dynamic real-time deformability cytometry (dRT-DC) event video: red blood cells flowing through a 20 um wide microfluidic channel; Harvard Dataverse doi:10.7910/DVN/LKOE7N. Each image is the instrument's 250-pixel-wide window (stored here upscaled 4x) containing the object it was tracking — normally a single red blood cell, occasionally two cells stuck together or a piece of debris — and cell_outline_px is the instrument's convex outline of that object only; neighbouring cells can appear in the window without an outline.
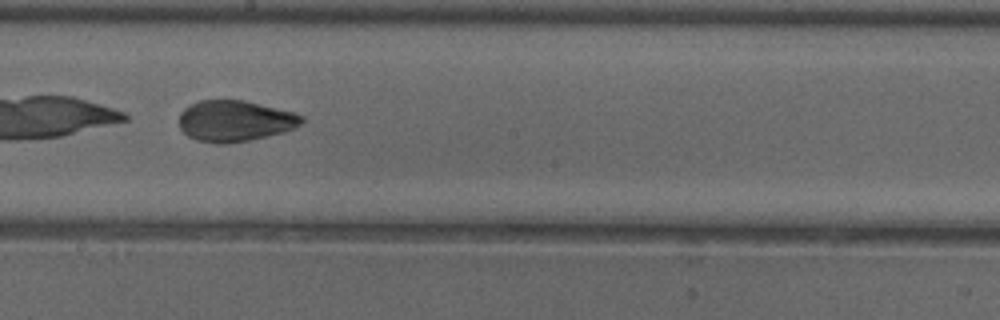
{"species": "common noctule bat (a hibernating species)", "species_latin": "Nyctalus noctula", "temperature_condition": "cold", "stored_images_in_passage": 52, "camera_frame_rate_fps": 3000, "um_per_image_px": 0.085, "animal": {"sex": "female"}, "frame": {"image": 1, "passage_image": 30, "time_ms": 9.667, "image_size_px": [1000, 320], "cell_outline_px": [[304, 120], [296, 128], [284, 132], [248, 140], [224, 144], [216, 144], [196, 140], [188, 136], [180, 128], [180, 112], [184, 108], [200, 100], [244, 100], [292, 112], [304, 116]], "centroid_in_image_um": [19.96, 10.28], "position_along_channel_um": 228.2, "area_um2": 29.25}}